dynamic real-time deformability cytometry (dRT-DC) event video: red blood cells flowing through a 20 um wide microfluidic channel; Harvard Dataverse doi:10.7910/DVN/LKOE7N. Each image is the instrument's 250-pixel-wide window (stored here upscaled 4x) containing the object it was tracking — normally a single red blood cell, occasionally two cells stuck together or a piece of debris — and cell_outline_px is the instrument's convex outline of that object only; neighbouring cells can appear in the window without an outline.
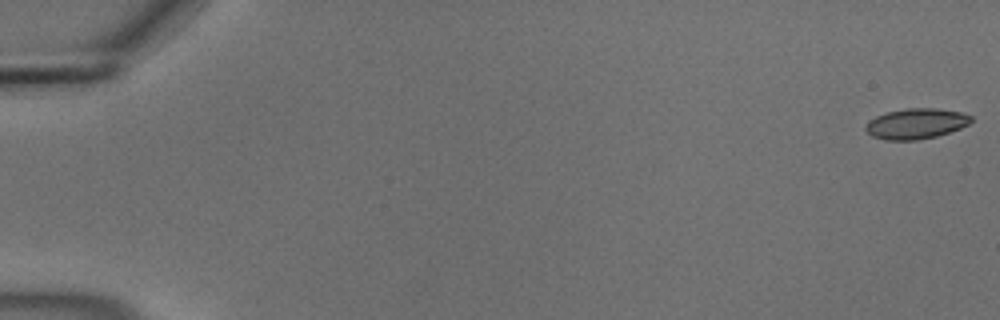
{"species": "common noctule bat (a hibernating species)", "species_latin": "Nyctalus noctula", "temperature_condition": "cold", "stored_images_in_passage": 55, "camera_frame_rate_fps": 3000, "um_per_image_px": 0.085, "animal": {"sex": "male", "body_mass_g": 18.8}, "frame": {"image": 1, "passage_image": 1, "time_ms": 0.0, "image_size_px": [1000, 320], "cell_outline_px": [[972, 120], [968, 124], [960, 128], [936, 136], [916, 140], [884, 140], [872, 136], [864, 128], [868, 120], [876, 116], [888, 112], [908, 108], [936, 108], [960, 112], [972, 116]], "centroid_in_image_um": [77.84, 10.51], "position_along_channel_um": 7.2, "area_um2": 18.61}}
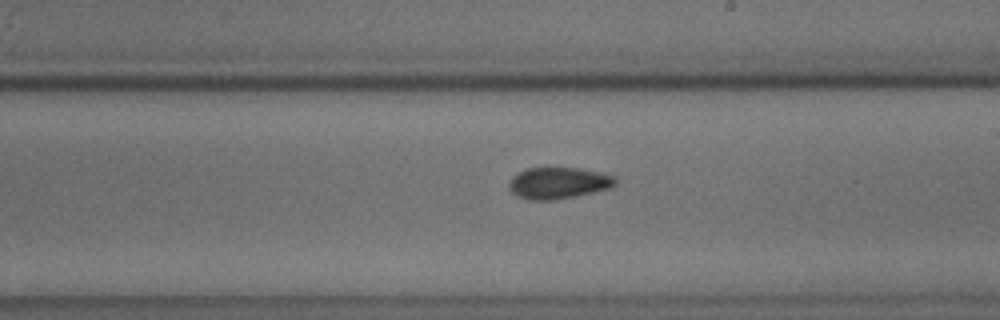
{"frame": {"image": 2, "passage_image": 33, "time_ms": 10.667, "image_size_px": [1000, 320], "cell_outline_px": [[616, 184], [612, 188], [552, 200], [528, 200], [516, 196], [508, 188], [508, 184], [512, 176], [524, 168], [576, 168], [600, 172], [616, 176]], "centroid_in_image_um": [47.43, 15.55], "position_along_channel_um": 241.6, "area_um2": 19.59}}
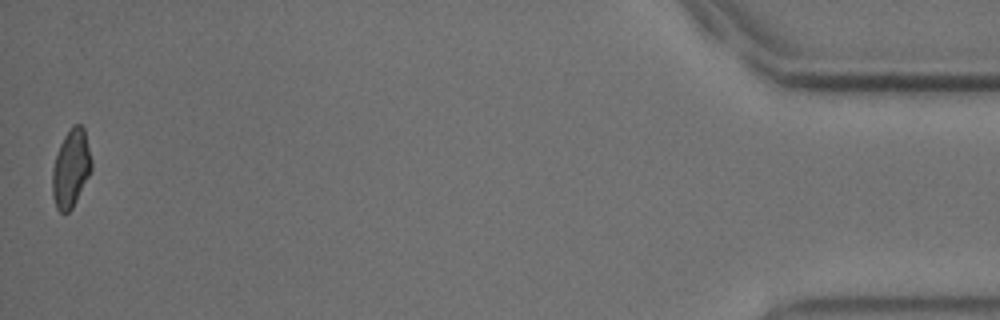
{"frame": {"image": 3, "passage_image": 55, "time_ms": 18.0, "image_size_px": [1000, 320], "cell_outline_px": [[92, 172], [72, 208], [68, 212], [60, 212], [56, 208], [52, 196], [52, 168], [60, 144], [64, 136], [72, 124], [80, 124], [84, 128], [92, 160]], "centroid_in_image_um": [6.04, 14.31], "position_along_channel_um": 429.2, "area_um2": 17.98}, "authors_computed_cell_mechanics": {"area_um2": 18.9584, "velocity_mm_per_s": 3.7098, "shape_relaxation_time_tau1_ms": 5.5735, "shape_relaxation_time_tau2_ms": 2.4844, "deformation_change_tau1": 0.1146, "deformation_change_tau2": 0.0768}}